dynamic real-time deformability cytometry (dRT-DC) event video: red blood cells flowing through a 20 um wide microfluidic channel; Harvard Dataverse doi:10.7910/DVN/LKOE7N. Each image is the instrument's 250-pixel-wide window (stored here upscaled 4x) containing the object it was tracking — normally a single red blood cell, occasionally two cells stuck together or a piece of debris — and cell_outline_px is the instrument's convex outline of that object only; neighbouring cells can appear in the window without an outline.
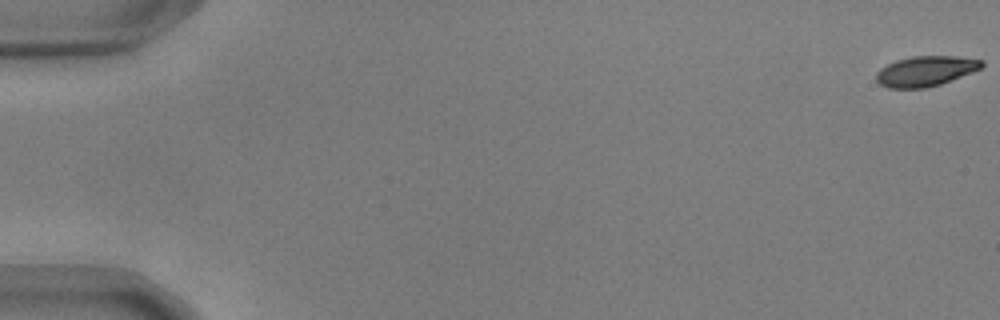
{"species": "common noctule bat (a hibernating species)", "species_latin": "Nyctalus noctula", "temperature_condition": "warm", "stored_images_in_passage": 58, "segment_of_instrument_passage": [1, 2], "camera_frame_rate_fps": 3000, "um_per_image_px": 0.085, "animal": {"sex": "male", "body_mass_g": 17.9, "forearm_length_mm": 54.2}, "frame": {"image": 1, "passage_image": 1, "time_ms": 0.0, "image_size_px": [1000, 320], "cell_outline_px": [[984, 64], [980, 68], [972, 72], [940, 84], [924, 88], [888, 88], [880, 84], [876, 80], [876, 72], [880, 68], [896, 60], [912, 56], [956, 56], [984, 60]], "centroid_in_image_um": [78.66, 6.04], "position_along_channel_um": 6.3, "area_um2": 18.5}}